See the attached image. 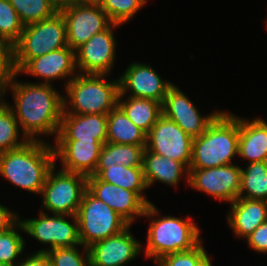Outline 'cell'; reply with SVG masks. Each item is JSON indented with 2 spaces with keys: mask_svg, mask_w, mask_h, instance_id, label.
I'll return each instance as SVG.
<instances>
[{
  "mask_svg": "<svg viewBox=\"0 0 267 266\" xmlns=\"http://www.w3.org/2000/svg\"><path fill=\"white\" fill-rule=\"evenodd\" d=\"M119 96L153 99L163 104L168 89L173 85L169 80H162L149 63L133 62L124 74L118 78Z\"/></svg>",
  "mask_w": 267,
  "mask_h": 266,
  "instance_id": "9a60e30c",
  "label": "cell"
},
{
  "mask_svg": "<svg viewBox=\"0 0 267 266\" xmlns=\"http://www.w3.org/2000/svg\"><path fill=\"white\" fill-rule=\"evenodd\" d=\"M196 266H212L209 254H207Z\"/></svg>",
  "mask_w": 267,
  "mask_h": 266,
  "instance_id": "60d3db41",
  "label": "cell"
},
{
  "mask_svg": "<svg viewBox=\"0 0 267 266\" xmlns=\"http://www.w3.org/2000/svg\"><path fill=\"white\" fill-rule=\"evenodd\" d=\"M146 145H130L105 143L102 145L95 172L97 176L107 165H123L127 167H142L143 153Z\"/></svg>",
  "mask_w": 267,
  "mask_h": 266,
  "instance_id": "d4e9b609",
  "label": "cell"
},
{
  "mask_svg": "<svg viewBox=\"0 0 267 266\" xmlns=\"http://www.w3.org/2000/svg\"><path fill=\"white\" fill-rule=\"evenodd\" d=\"M202 241L193 249L165 255L155 263L158 266H196L208 253Z\"/></svg>",
  "mask_w": 267,
  "mask_h": 266,
  "instance_id": "e575fe53",
  "label": "cell"
},
{
  "mask_svg": "<svg viewBox=\"0 0 267 266\" xmlns=\"http://www.w3.org/2000/svg\"><path fill=\"white\" fill-rule=\"evenodd\" d=\"M24 26L9 0H0V41L13 47L19 41Z\"/></svg>",
  "mask_w": 267,
  "mask_h": 266,
  "instance_id": "4dcf8cb0",
  "label": "cell"
},
{
  "mask_svg": "<svg viewBox=\"0 0 267 266\" xmlns=\"http://www.w3.org/2000/svg\"><path fill=\"white\" fill-rule=\"evenodd\" d=\"M241 166L228 164L208 169H188V185L219 199L232 203L239 198Z\"/></svg>",
  "mask_w": 267,
  "mask_h": 266,
  "instance_id": "7c38bea8",
  "label": "cell"
},
{
  "mask_svg": "<svg viewBox=\"0 0 267 266\" xmlns=\"http://www.w3.org/2000/svg\"><path fill=\"white\" fill-rule=\"evenodd\" d=\"M238 155L247 163L267 161V122L239 117Z\"/></svg>",
  "mask_w": 267,
  "mask_h": 266,
  "instance_id": "7402d4cb",
  "label": "cell"
},
{
  "mask_svg": "<svg viewBox=\"0 0 267 266\" xmlns=\"http://www.w3.org/2000/svg\"><path fill=\"white\" fill-rule=\"evenodd\" d=\"M49 170L41 194L44 212L58 215H76L87 190V176L58 169Z\"/></svg>",
  "mask_w": 267,
  "mask_h": 266,
  "instance_id": "ba28073f",
  "label": "cell"
},
{
  "mask_svg": "<svg viewBox=\"0 0 267 266\" xmlns=\"http://www.w3.org/2000/svg\"><path fill=\"white\" fill-rule=\"evenodd\" d=\"M19 130V124L6 101L0 106V153L19 148L28 142L26 138L20 137Z\"/></svg>",
  "mask_w": 267,
  "mask_h": 266,
  "instance_id": "f1b7e54d",
  "label": "cell"
},
{
  "mask_svg": "<svg viewBox=\"0 0 267 266\" xmlns=\"http://www.w3.org/2000/svg\"><path fill=\"white\" fill-rule=\"evenodd\" d=\"M54 165L53 146L45 141H28L19 148L0 153V175L34 194H41Z\"/></svg>",
  "mask_w": 267,
  "mask_h": 266,
  "instance_id": "7a4b0ae2",
  "label": "cell"
},
{
  "mask_svg": "<svg viewBox=\"0 0 267 266\" xmlns=\"http://www.w3.org/2000/svg\"><path fill=\"white\" fill-rule=\"evenodd\" d=\"M20 220L15 211H11L6 206L0 204V233L12 228Z\"/></svg>",
  "mask_w": 267,
  "mask_h": 266,
  "instance_id": "74e56055",
  "label": "cell"
},
{
  "mask_svg": "<svg viewBox=\"0 0 267 266\" xmlns=\"http://www.w3.org/2000/svg\"><path fill=\"white\" fill-rule=\"evenodd\" d=\"M76 69L75 51L66 46L30 59L17 73L41 77L43 81L39 83L43 84H51L52 80L70 78L67 81L65 80L66 86L78 74Z\"/></svg>",
  "mask_w": 267,
  "mask_h": 266,
  "instance_id": "d6986e66",
  "label": "cell"
},
{
  "mask_svg": "<svg viewBox=\"0 0 267 266\" xmlns=\"http://www.w3.org/2000/svg\"><path fill=\"white\" fill-rule=\"evenodd\" d=\"M5 93L6 90L0 85V106L5 102L4 100V95H6Z\"/></svg>",
  "mask_w": 267,
  "mask_h": 266,
  "instance_id": "b9f144b4",
  "label": "cell"
},
{
  "mask_svg": "<svg viewBox=\"0 0 267 266\" xmlns=\"http://www.w3.org/2000/svg\"><path fill=\"white\" fill-rule=\"evenodd\" d=\"M49 1L57 9V11H60L65 7H69L77 3V0H49Z\"/></svg>",
  "mask_w": 267,
  "mask_h": 266,
  "instance_id": "ab89813d",
  "label": "cell"
},
{
  "mask_svg": "<svg viewBox=\"0 0 267 266\" xmlns=\"http://www.w3.org/2000/svg\"><path fill=\"white\" fill-rule=\"evenodd\" d=\"M102 144L92 140H55L54 158H59L62 170L90 176L98 164Z\"/></svg>",
  "mask_w": 267,
  "mask_h": 266,
  "instance_id": "ac0fdd59",
  "label": "cell"
},
{
  "mask_svg": "<svg viewBox=\"0 0 267 266\" xmlns=\"http://www.w3.org/2000/svg\"><path fill=\"white\" fill-rule=\"evenodd\" d=\"M230 204L226 220L238 238L244 240L267 221V201L238 198Z\"/></svg>",
  "mask_w": 267,
  "mask_h": 266,
  "instance_id": "44dd1931",
  "label": "cell"
},
{
  "mask_svg": "<svg viewBox=\"0 0 267 266\" xmlns=\"http://www.w3.org/2000/svg\"><path fill=\"white\" fill-rule=\"evenodd\" d=\"M15 73L13 47L0 41V85L6 92Z\"/></svg>",
  "mask_w": 267,
  "mask_h": 266,
  "instance_id": "d590c367",
  "label": "cell"
},
{
  "mask_svg": "<svg viewBox=\"0 0 267 266\" xmlns=\"http://www.w3.org/2000/svg\"><path fill=\"white\" fill-rule=\"evenodd\" d=\"M159 209L148 204L143 217L151 219L147 232L145 256L155 260L172 253L195 248L202 239L200 230L191 216L180 219L175 216L157 217ZM152 217V218H151ZM154 218V219H153Z\"/></svg>",
  "mask_w": 267,
  "mask_h": 266,
  "instance_id": "277c9868",
  "label": "cell"
},
{
  "mask_svg": "<svg viewBox=\"0 0 267 266\" xmlns=\"http://www.w3.org/2000/svg\"><path fill=\"white\" fill-rule=\"evenodd\" d=\"M82 246L105 240L123 231L129 224L103 201L88 190L84 193L76 214Z\"/></svg>",
  "mask_w": 267,
  "mask_h": 266,
  "instance_id": "52a82bcc",
  "label": "cell"
},
{
  "mask_svg": "<svg viewBox=\"0 0 267 266\" xmlns=\"http://www.w3.org/2000/svg\"><path fill=\"white\" fill-rule=\"evenodd\" d=\"M39 218L20 219L25 233L44 245H49L37 252H46L50 249L82 246L79 238L78 219L76 215L50 216L47 211L42 210L38 214ZM66 217H70L67 221ZM73 221V222H72Z\"/></svg>",
  "mask_w": 267,
  "mask_h": 266,
  "instance_id": "9c48e42d",
  "label": "cell"
},
{
  "mask_svg": "<svg viewBox=\"0 0 267 266\" xmlns=\"http://www.w3.org/2000/svg\"><path fill=\"white\" fill-rule=\"evenodd\" d=\"M239 198L267 201V161L248 163L245 169L241 168Z\"/></svg>",
  "mask_w": 267,
  "mask_h": 266,
  "instance_id": "83f0119b",
  "label": "cell"
},
{
  "mask_svg": "<svg viewBox=\"0 0 267 266\" xmlns=\"http://www.w3.org/2000/svg\"><path fill=\"white\" fill-rule=\"evenodd\" d=\"M17 228L25 232L23 224L19 220L12 228L0 233V263L15 266L19 262V255L24 252L25 241L23 236L17 232Z\"/></svg>",
  "mask_w": 267,
  "mask_h": 266,
  "instance_id": "1f68e13d",
  "label": "cell"
},
{
  "mask_svg": "<svg viewBox=\"0 0 267 266\" xmlns=\"http://www.w3.org/2000/svg\"><path fill=\"white\" fill-rule=\"evenodd\" d=\"M142 168L148 188L156 181L175 186L182 176H187L188 184L189 170L183 163L150 152L146 148L143 153Z\"/></svg>",
  "mask_w": 267,
  "mask_h": 266,
  "instance_id": "603a6c76",
  "label": "cell"
},
{
  "mask_svg": "<svg viewBox=\"0 0 267 266\" xmlns=\"http://www.w3.org/2000/svg\"><path fill=\"white\" fill-rule=\"evenodd\" d=\"M97 177L117 187L136 192L147 204L148 201L144 190L148 189L142 167H127L123 165H107Z\"/></svg>",
  "mask_w": 267,
  "mask_h": 266,
  "instance_id": "4316f807",
  "label": "cell"
},
{
  "mask_svg": "<svg viewBox=\"0 0 267 266\" xmlns=\"http://www.w3.org/2000/svg\"><path fill=\"white\" fill-rule=\"evenodd\" d=\"M92 140L102 145L107 140V115L62 114L58 135L55 140Z\"/></svg>",
  "mask_w": 267,
  "mask_h": 266,
  "instance_id": "ffe728a7",
  "label": "cell"
},
{
  "mask_svg": "<svg viewBox=\"0 0 267 266\" xmlns=\"http://www.w3.org/2000/svg\"><path fill=\"white\" fill-rule=\"evenodd\" d=\"M239 116L221 111L205 132L193 138L189 169H208L233 164L238 155Z\"/></svg>",
  "mask_w": 267,
  "mask_h": 266,
  "instance_id": "3957f363",
  "label": "cell"
},
{
  "mask_svg": "<svg viewBox=\"0 0 267 266\" xmlns=\"http://www.w3.org/2000/svg\"><path fill=\"white\" fill-rule=\"evenodd\" d=\"M24 25L52 17L57 9L49 0H9Z\"/></svg>",
  "mask_w": 267,
  "mask_h": 266,
  "instance_id": "f546056e",
  "label": "cell"
},
{
  "mask_svg": "<svg viewBox=\"0 0 267 266\" xmlns=\"http://www.w3.org/2000/svg\"><path fill=\"white\" fill-rule=\"evenodd\" d=\"M130 228L88 247L91 266H125L139 256L143 247Z\"/></svg>",
  "mask_w": 267,
  "mask_h": 266,
  "instance_id": "e0dca14e",
  "label": "cell"
},
{
  "mask_svg": "<svg viewBox=\"0 0 267 266\" xmlns=\"http://www.w3.org/2000/svg\"><path fill=\"white\" fill-rule=\"evenodd\" d=\"M79 2H98V0H77V3Z\"/></svg>",
  "mask_w": 267,
  "mask_h": 266,
  "instance_id": "7bdbcfd3",
  "label": "cell"
},
{
  "mask_svg": "<svg viewBox=\"0 0 267 266\" xmlns=\"http://www.w3.org/2000/svg\"><path fill=\"white\" fill-rule=\"evenodd\" d=\"M107 143L146 145L147 134L117 105L107 114Z\"/></svg>",
  "mask_w": 267,
  "mask_h": 266,
  "instance_id": "cb8c5ba5",
  "label": "cell"
},
{
  "mask_svg": "<svg viewBox=\"0 0 267 266\" xmlns=\"http://www.w3.org/2000/svg\"><path fill=\"white\" fill-rule=\"evenodd\" d=\"M221 111L211 112L206 116L200 114L197 107L175 84L167 91L162 104V114L174 121L192 138L205 132L208 125Z\"/></svg>",
  "mask_w": 267,
  "mask_h": 266,
  "instance_id": "5bb4252c",
  "label": "cell"
},
{
  "mask_svg": "<svg viewBox=\"0 0 267 266\" xmlns=\"http://www.w3.org/2000/svg\"><path fill=\"white\" fill-rule=\"evenodd\" d=\"M0 266H13V265L5 264V263H0Z\"/></svg>",
  "mask_w": 267,
  "mask_h": 266,
  "instance_id": "ee69618b",
  "label": "cell"
},
{
  "mask_svg": "<svg viewBox=\"0 0 267 266\" xmlns=\"http://www.w3.org/2000/svg\"><path fill=\"white\" fill-rule=\"evenodd\" d=\"M245 240L252 250L267 254V221L263 222Z\"/></svg>",
  "mask_w": 267,
  "mask_h": 266,
  "instance_id": "8d00e7d4",
  "label": "cell"
},
{
  "mask_svg": "<svg viewBox=\"0 0 267 266\" xmlns=\"http://www.w3.org/2000/svg\"><path fill=\"white\" fill-rule=\"evenodd\" d=\"M106 76L78 73L73 77L64 86L62 114L107 115L114 109L118 105L119 80L106 81Z\"/></svg>",
  "mask_w": 267,
  "mask_h": 266,
  "instance_id": "5b68a950",
  "label": "cell"
},
{
  "mask_svg": "<svg viewBox=\"0 0 267 266\" xmlns=\"http://www.w3.org/2000/svg\"><path fill=\"white\" fill-rule=\"evenodd\" d=\"M83 252H79L77 246L50 249L46 251L52 266H91L89 250L83 246Z\"/></svg>",
  "mask_w": 267,
  "mask_h": 266,
  "instance_id": "836d02e7",
  "label": "cell"
},
{
  "mask_svg": "<svg viewBox=\"0 0 267 266\" xmlns=\"http://www.w3.org/2000/svg\"><path fill=\"white\" fill-rule=\"evenodd\" d=\"M66 46V23L60 11L48 19L25 25L19 41L13 46L15 71L30 59Z\"/></svg>",
  "mask_w": 267,
  "mask_h": 266,
  "instance_id": "8992f818",
  "label": "cell"
},
{
  "mask_svg": "<svg viewBox=\"0 0 267 266\" xmlns=\"http://www.w3.org/2000/svg\"><path fill=\"white\" fill-rule=\"evenodd\" d=\"M16 72L7 90H12L15 106L11 110L21 127L22 138L42 141L39 136L58 135L63 113V94L52 84L18 82ZM38 138V139H37Z\"/></svg>",
  "mask_w": 267,
  "mask_h": 266,
  "instance_id": "6da1fadb",
  "label": "cell"
},
{
  "mask_svg": "<svg viewBox=\"0 0 267 266\" xmlns=\"http://www.w3.org/2000/svg\"><path fill=\"white\" fill-rule=\"evenodd\" d=\"M60 12L66 23L67 44L74 51L112 23L97 2H79Z\"/></svg>",
  "mask_w": 267,
  "mask_h": 266,
  "instance_id": "30bf717a",
  "label": "cell"
},
{
  "mask_svg": "<svg viewBox=\"0 0 267 266\" xmlns=\"http://www.w3.org/2000/svg\"><path fill=\"white\" fill-rule=\"evenodd\" d=\"M119 26L111 23L75 51L76 68L80 74L109 75L116 60L117 43L113 31Z\"/></svg>",
  "mask_w": 267,
  "mask_h": 266,
  "instance_id": "4fadbf2b",
  "label": "cell"
},
{
  "mask_svg": "<svg viewBox=\"0 0 267 266\" xmlns=\"http://www.w3.org/2000/svg\"><path fill=\"white\" fill-rule=\"evenodd\" d=\"M25 259L19 260L15 266H50V260L46 252H34Z\"/></svg>",
  "mask_w": 267,
  "mask_h": 266,
  "instance_id": "f35d334b",
  "label": "cell"
},
{
  "mask_svg": "<svg viewBox=\"0 0 267 266\" xmlns=\"http://www.w3.org/2000/svg\"><path fill=\"white\" fill-rule=\"evenodd\" d=\"M193 138L163 114L147 134L146 149L183 163L188 169L192 159Z\"/></svg>",
  "mask_w": 267,
  "mask_h": 266,
  "instance_id": "8fae6325",
  "label": "cell"
},
{
  "mask_svg": "<svg viewBox=\"0 0 267 266\" xmlns=\"http://www.w3.org/2000/svg\"><path fill=\"white\" fill-rule=\"evenodd\" d=\"M147 0H98V5L106 12L112 23L128 22L147 2Z\"/></svg>",
  "mask_w": 267,
  "mask_h": 266,
  "instance_id": "d6a6232c",
  "label": "cell"
},
{
  "mask_svg": "<svg viewBox=\"0 0 267 266\" xmlns=\"http://www.w3.org/2000/svg\"><path fill=\"white\" fill-rule=\"evenodd\" d=\"M128 97V98H127ZM118 96V106L127 117L146 134L162 115V104L153 99Z\"/></svg>",
  "mask_w": 267,
  "mask_h": 266,
  "instance_id": "484cf974",
  "label": "cell"
},
{
  "mask_svg": "<svg viewBox=\"0 0 267 266\" xmlns=\"http://www.w3.org/2000/svg\"><path fill=\"white\" fill-rule=\"evenodd\" d=\"M87 190L111 207L129 225H133L137 216L143 217L148 206L136 192L104 182L94 175L87 177Z\"/></svg>",
  "mask_w": 267,
  "mask_h": 266,
  "instance_id": "2e32d148",
  "label": "cell"
}]
</instances>
